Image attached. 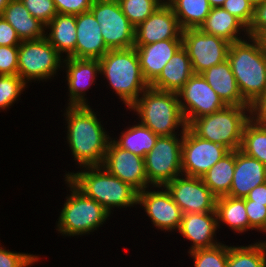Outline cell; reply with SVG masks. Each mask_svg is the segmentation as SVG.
<instances>
[{"mask_svg":"<svg viewBox=\"0 0 266 267\" xmlns=\"http://www.w3.org/2000/svg\"><path fill=\"white\" fill-rule=\"evenodd\" d=\"M66 142L78 168L102 166L111 140L98 114L90 105L66 106ZM67 125V126H66Z\"/></svg>","mask_w":266,"mask_h":267,"instance_id":"cell-1","label":"cell"},{"mask_svg":"<svg viewBox=\"0 0 266 267\" xmlns=\"http://www.w3.org/2000/svg\"><path fill=\"white\" fill-rule=\"evenodd\" d=\"M63 177H67L81 192L102 205L110 214H113V208L138 205V191L103 166L81 167L75 173L66 172Z\"/></svg>","mask_w":266,"mask_h":267,"instance_id":"cell-2","label":"cell"},{"mask_svg":"<svg viewBox=\"0 0 266 267\" xmlns=\"http://www.w3.org/2000/svg\"><path fill=\"white\" fill-rule=\"evenodd\" d=\"M128 109L139 116V123L159 136L183 135L187 128L176 92L149 86Z\"/></svg>","mask_w":266,"mask_h":267,"instance_id":"cell-3","label":"cell"},{"mask_svg":"<svg viewBox=\"0 0 266 267\" xmlns=\"http://www.w3.org/2000/svg\"><path fill=\"white\" fill-rule=\"evenodd\" d=\"M227 60L243 99L251 105L266 91V51L249 36L230 44Z\"/></svg>","mask_w":266,"mask_h":267,"instance_id":"cell-4","label":"cell"},{"mask_svg":"<svg viewBox=\"0 0 266 267\" xmlns=\"http://www.w3.org/2000/svg\"><path fill=\"white\" fill-rule=\"evenodd\" d=\"M100 76L128 108L150 86L142 74L135 47L109 50L101 59Z\"/></svg>","mask_w":266,"mask_h":267,"instance_id":"cell-5","label":"cell"},{"mask_svg":"<svg viewBox=\"0 0 266 267\" xmlns=\"http://www.w3.org/2000/svg\"><path fill=\"white\" fill-rule=\"evenodd\" d=\"M69 193L56 221V231L62 236L74 237L93 233L102 227L110 213L98 202L87 197L67 177L64 178Z\"/></svg>","mask_w":266,"mask_h":267,"instance_id":"cell-6","label":"cell"},{"mask_svg":"<svg viewBox=\"0 0 266 267\" xmlns=\"http://www.w3.org/2000/svg\"><path fill=\"white\" fill-rule=\"evenodd\" d=\"M251 119L250 105L225 108L194 119L188 127L200 138L238 150L242 144L243 129Z\"/></svg>","mask_w":266,"mask_h":267,"instance_id":"cell-7","label":"cell"},{"mask_svg":"<svg viewBox=\"0 0 266 267\" xmlns=\"http://www.w3.org/2000/svg\"><path fill=\"white\" fill-rule=\"evenodd\" d=\"M64 57L46 37L21 41L18 46L17 75L28 85L32 81H52L63 68ZM53 77V78H52Z\"/></svg>","mask_w":266,"mask_h":267,"instance_id":"cell-8","label":"cell"},{"mask_svg":"<svg viewBox=\"0 0 266 267\" xmlns=\"http://www.w3.org/2000/svg\"><path fill=\"white\" fill-rule=\"evenodd\" d=\"M182 141L183 135L159 136L155 146L146 154L145 171L151 187L165 186L182 175Z\"/></svg>","mask_w":266,"mask_h":267,"instance_id":"cell-9","label":"cell"},{"mask_svg":"<svg viewBox=\"0 0 266 267\" xmlns=\"http://www.w3.org/2000/svg\"><path fill=\"white\" fill-rule=\"evenodd\" d=\"M110 50L134 47L135 27L123 14L117 0H94L90 8Z\"/></svg>","mask_w":266,"mask_h":267,"instance_id":"cell-10","label":"cell"},{"mask_svg":"<svg viewBox=\"0 0 266 267\" xmlns=\"http://www.w3.org/2000/svg\"><path fill=\"white\" fill-rule=\"evenodd\" d=\"M230 44L223 38L206 34L200 29L182 31V46L191 60L194 74H201L210 67L225 62Z\"/></svg>","mask_w":266,"mask_h":267,"instance_id":"cell-11","label":"cell"},{"mask_svg":"<svg viewBox=\"0 0 266 267\" xmlns=\"http://www.w3.org/2000/svg\"><path fill=\"white\" fill-rule=\"evenodd\" d=\"M228 152L225 146L198 137L187 126L182 141V175L201 178Z\"/></svg>","mask_w":266,"mask_h":267,"instance_id":"cell-12","label":"cell"},{"mask_svg":"<svg viewBox=\"0 0 266 267\" xmlns=\"http://www.w3.org/2000/svg\"><path fill=\"white\" fill-rule=\"evenodd\" d=\"M177 94L187 126L194 119L227 106L201 74H193Z\"/></svg>","mask_w":266,"mask_h":267,"instance_id":"cell-13","label":"cell"},{"mask_svg":"<svg viewBox=\"0 0 266 267\" xmlns=\"http://www.w3.org/2000/svg\"><path fill=\"white\" fill-rule=\"evenodd\" d=\"M164 187L183 214L216 212L217 197L200 177L180 175Z\"/></svg>","mask_w":266,"mask_h":267,"instance_id":"cell-14","label":"cell"},{"mask_svg":"<svg viewBox=\"0 0 266 267\" xmlns=\"http://www.w3.org/2000/svg\"><path fill=\"white\" fill-rule=\"evenodd\" d=\"M151 188L138 192V206H142L156 229L177 232L183 216L182 210L164 186H155L154 190Z\"/></svg>","mask_w":266,"mask_h":267,"instance_id":"cell-15","label":"cell"},{"mask_svg":"<svg viewBox=\"0 0 266 267\" xmlns=\"http://www.w3.org/2000/svg\"><path fill=\"white\" fill-rule=\"evenodd\" d=\"M102 166L138 192L151 186L145 171V159L118 147L110 140Z\"/></svg>","mask_w":266,"mask_h":267,"instance_id":"cell-16","label":"cell"},{"mask_svg":"<svg viewBox=\"0 0 266 267\" xmlns=\"http://www.w3.org/2000/svg\"><path fill=\"white\" fill-rule=\"evenodd\" d=\"M65 70L67 81V105L80 106L90 105L89 99L85 97L86 91L93 86L100 74L99 59H77L73 57H65L63 60V69ZM98 74V75H97ZM69 92V93H68Z\"/></svg>","mask_w":266,"mask_h":267,"instance_id":"cell-17","label":"cell"},{"mask_svg":"<svg viewBox=\"0 0 266 267\" xmlns=\"http://www.w3.org/2000/svg\"><path fill=\"white\" fill-rule=\"evenodd\" d=\"M182 28L168 3H163L135 28L134 45L153 44L167 39H182Z\"/></svg>","mask_w":266,"mask_h":267,"instance_id":"cell-18","label":"cell"},{"mask_svg":"<svg viewBox=\"0 0 266 267\" xmlns=\"http://www.w3.org/2000/svg\"><path fill=\"white\" fill-rule=\"evenodd\" d=\"M218 230V221L216 212L207 213H184L178 229L186 240L191 241V252L197 249L211 248L219 243L216 233Z\"/></svg>","mask_w":266,"mask_h":267,"instance_id":"cell-19","label":"cell"},{"mask_svg":"<svg viewBox=\"0 0 266 267\" xmlns=\"http://www.w3.org/2000/svg\"><path fill=\"white\" fill-rule=\"evenodd\" d=\"M76 33V48L69 57L101 59L110 50L104 42L100 25L90 10L76 15Z\"/></svg>","mask_w":266,"mask_h":267,"instance_id":"cell-20","label":"cell"},{"mask_svg":"<svg viewBox=\"0 0 266 267\" xmlns=\"http://www.w3.org/2000/svg\"><path fill=\"white\" fill-rule=\"evenodd\" d=\"M266 182V165L242 152L235 150V170L229 194L246 198L256 186Z\"/></svg>","mask_w":266,"mask_h":267,"instance_id":"cell-21","label":"cell"},{"mask_svg":"<svg viewBox=\"0 0 266 267\" xmlns=\"http://www.w3.org/2000/svg\"><path fill=\"white\" fill-rule=\"evenodd\" d=\"M182 46V39H167L147 45H134L146 82L150 85L161 73L174 53Z\"/></svg>","mask_w":266,"mask_h":267,"instance_id":"cell-22","label":"cell"},{"mask_svg":"<svg viewBox=\"0 0 266 267\" xmlns=\"http://www.w3.org/2000/svg\"><path fill=\"white\" fill-rule=\"evenodd\" d=\"M194 74L186 49L181 46L167 62L150 87L162 91L178 92Z\"/></svg>","mask_w":266,"mask_h":267,"instance_id":"cell-23","label":"cell"},{"mask_svg":"<svg viewBox=\"0 0 266 267\" xmlns=\"http://www.w3.org/2000/svg\"><path fill=\"white\" fill-rule=\"evenodd\" d=\"M199 29L206 34L223 38L229 43L249 38L248 28L222 7L211 8Z\"/></svg>","mask_w":266,"mask_h":267,"instance_id":"cell-24","label":"cell"},{"mask_svg":"<svg viewBox=\"0 0 266 267\" xmlns=\"http://www.w3.org/2000/svg\"><path fill=\"white\" fill-rule=\"evenodd\" d=\"M201 75L227 106L249 105L238 89L228 60L210 67Z\"/></svg>","mask_w":266,"mask_h":267,"instance_id":"cell-25","label":"cell"},{"mask_svg":"<svg viewBox=\"0 0 266 267\" xmlns=\"http://www.w3.org/2000/svg\"><path fill=\"white\" fill-rule=\"evenodd\" d=\"M1 16L15 29L21 41L45 37L46 26L29 13L21 0H9Z\"/></svg>","mask_w":266,"mask_h":267,"instance_id":"cell-26","label":"cell"},{"mask_svg":"<svg viewBox=\"0 0 266 267\" xmlns=\"http://www.w3.org/2000/svg\"><path fill=\"white\" fill-rule=\"evenodd\" d=\"M45 32V37L49 43L63 57L66 56L67 58L75 51L77 42L76 15L58 13L46 25Z\"/></svg>","mask_w":266,"mask_h":267,"instance_id":"cell-27","label":"cell"},{"mask_svg":"<svg viewBox=\"0 0 266 267\" xmlns=\"http://www.w3.org/2000/svg\"><path fill=\"white\" fill-rule=\"evenodd\" d=\"M216 213L218 221V229L223 223L227 225L234 234L246 233L249 231V219L245 208L244 198H236L232 196H223L217 198Z\"/></svg>","mask_w":266,"mask_h":267,"instance_id":"cell-28","label":"cell"},{"mask_svg":"<svg viewBox=\"0 0 266 267\" xmlns=\"http://www.w3.org/2000/svg\"><path fill=\"white\" fill-rule=\"evenodd\" d=\"M117 138L111 140L120 148L130 151L145 158L146 154L155 146L159 135L151 129L137 122L135 125L127 126L125 131L120 132Z\"/></svg>","mask_w":266,"mask_h":267,"instance_id":"cell-29","label":"cell"},{"mask_svg":"<svg viewBox=\"0 0 266 267\" xmlns=\"http://www.w3.org/2000/svg\"><path fill=\"white\" fill-rule=\"evenodd\" d=\"M235 170V150L229 151L216 162L201 178L217 197L227 196Z\"/></svg>","mask_w":266,"mask_h":267,"instance_id":"cell-30","label":"cell"},{"mask_svg":"<svg viewBox=\"0 0 266 267\" xmlns=\"http://www.w3.org/2000/svg\"><path fill=\"white\" fill-rule=\"evenodd\" d=\"M182 30L199 29L211 11L208 0H170Z\"/></svg>","mask_w":266,"mask_h":267,"instance_id":"cell-31","label":"cell"},{"mask_svg":"<svg viewBox=\"0 0 266 267\" xmlns=\"http://www.w3.org/2000/svg\"><path fill=\"white\" fill-rule=\"evenodd\" d=\"M240 150L266 165V125L250 119L243 129Z\"/></svg>","mask_w":266,"mask_h":267,"instance_id":"cell-32","label":"cell"},{"mask_svg":"<svg viewBox=\"0 0 266 267\" xmlns=\"http://www.w3.org/2000/svg\"><path fill=\"white\" fill-rule=\"evenodd\" d=\"M227 267H266V250L257 242L228 246Z\"/></svg>","mask_w":266,"mask_h":267,"instance_id":"cell-33","label":"cell"},{"mask_svg":"<svg viewBox=\"0 0 266 267\" xmlns=\"http://www.w3.org/2000/svg\"><path fill=\"white\" fill-rule=\"evenodd\" d=\"M123 14L136 28L163 3L160 0H117Z\"/></svg>","mask_w":266,"mask_h":267,"instance_id":"cell-34","label":"cell"},{"mask_svg":"<svg viewBox=\"0 0 266 267\" xmlns=\"http://www.w3.org/2000/svg\"><path fill=\"white\" fill-rule=\"evenodd\" d=\"M194 259V267H227L228 245L219 243L211 248L188 252Z\"/></svg>","mask_w":266,"mask_h":267,"instance_id":"cell-35","label":"cell"},{"mask_svg":"<svg viewBox=\"0 0 266 267\" xmlns=\"http://www.w3.org/2000/svg\"><path fill=\"white\" fill-rule=\"evenodd\" d=\"M27 87L18 75H0V111L9 110Z\"/></svg>","mask_w":266,"mask_h":267,"instance_id":"cell-36","label":"cell"},{"mask_svg":"<svg viewBox=\"0 0 266 267\" xmlns=\"http://www.w3.org/2000/svg\"><path fill=\"white\" fill-rule=\"evenodd\" d=\"M29 13L45 26L58 14L53 0H21Z\"/></svg>","mask_w":266,"mask_h":267,"instance_id":"cell-37","label":"cell"},{"mask_svg":"<svg viewBox=\"0 0 266 267\" xmlns=\"http://www.w3.org/2000/svg\"><path fill=\"white\" fill-rule=\"evenodd\" d=\"M1 246L0 244V267H31L40 260L39 255L14 252Z\"/></svg>","mask_w":266,"mask_h":267,"instance_id":"cell-38","label":"cell"},{"mask_svg":"<svg viewBox=\"0 0 266 267\" xmlns=\"http://www.w3.org/2000/svg\"><path fill=\"white\" fill-rule=\"evenodd\" d=\"M221 7L249 28L254 16V6L249 1L226 0Z\"/></svg>","mask_w":266,"mask_h":267,"instance_id":"cell-39","label":"cell"},{"mask_svg":"<svg viewBox=\"0 0 266 267\" xmlns=\"http://www.w3.org/2000/svg\"><path fill=\"white\" fill-rule=\"evenodd\" d=\"M245 200V208L249 219V231L256 230L262 233L266 229V205Z\"/></svg>","mask_w":266,"mask_h":267,"instance_id":"cell-40","label":"cell"},{"mask_svg":"<svg viewBox=\"0 0 266 267\" xmlns=\"http://www.w3.org/2000/svg\"><path fill=\"white\" fill-rule=\"evenodd\" d=\"M18 46H0V75H17Z\"/></svg>","mask_w":266,"mask_h":267,"instance_id":"cell-41","label":"cell"},{"mask_svg":"<svg viewBox=\"0 0 266 267\" xmlns=\"http://www.w3.org/2000/svg\"><path fill=\"white\" fill-rule=\"evenodd\" d=\"M57 13L81 14L89 11L94 0H53Z\"/></svg>","mask_w":266,"mask_h":267,"instance_id":"cell-42","label":"cell"},{"mask_svg":"<svg viewBox=\"0 0 266 267\" xmlns=\"http://www.w3.org/2000/svg\"><path fill=\"white\" fill-rule=\"evenodd\" d=\"M264 29H266V1L254 7V16L248 28V34L256 38Z\"/></svg>","mask_w":266,"mask_h":267,"instance_id":"cell-43","label":"cell"},{"mask_svg":"<svg viewBox=\"0 0 266 267\" xmlns=\"http://www.w3.org/2000/svg\"><path fill=\"white\" fill-rule=\"evenodd\" d=\"M21 40L15 29L0 15V46H19Z\"/></svg>","mask_w":266,"mask_h":267,"instance_id":"cell-44","label":"cell"},{"mask_svg":"<svg viewBox=\"0 0 266 267\" xmlns=\"http://www.w3.org/2000/svg\"><path fill=\"white\" fill-rule=\"evenodd\" d=\"M251 119L262 125H266V91L250 105Z\"/></svg>","mask_w":266,"mask_h":267,"instance_id":"cell-45","label":"cell"},{"mask_svg":"<svg viewBox=\"0 0 266 267\" xmlns=\"http://www.w3.org/2000/svg\"><path fill=\"white\" fill-rule=\"evenodd\" d=\"M246 198L254 203L266 205V182L252 189Z\"/></svg>","mask_w":266,"mask_h":267,"instance_id":"cell-46","label":"cell"},{"mask_svg":"<svg viewBox=\"0 0 266 267\" xmlns=\"http://www.w3.org/2000/svg\"><path fill=\"white\" fill-rule=\"evenodd\" d=\"M256 39L260 42L261 47L266 51V29H264Z\"/></svg>","mask_w":266,"mask_h":267,"instance_id":"cell-47","label":"cell"},{"mask_svg":"<svg viewBox=\"0 0 266 267\" xmlns=\"http://www.w3.org/2000/svg\"><path fill=\"white\" fill-rule=\"evenodd\" d=\"M226 0H208L210 6L214 7H221Z\"/></svg>","mask_w":266,"mask_h":267,"instance_id":"cell-48","label":"cell"},{"mask_svg":"<svg viewBox=\"0 0 266 267\" xmlns=\"http://www.w3.org/2000/svg\"><path fill=\"white\" fill-rule=\"evenodd\" d=\"M9 0H0V15L7 6Z\"/></svg>","mask_w":266,"mask_h":267,"instance_id":"cell-49","label":"cell"},{"mask_svg":"<svg viewBox=\"0 0 266 267\" xmlns=\"http://www.w3.org/2000/svg\"><path fill=\"white\" fill-rule=\"evenodd\" d=\"M249 1L254 7L265 2L266 0H247Z\"/></svg>","mask_w":266,"mask_h":267,"instance_id":"cell-50","label":"cell"},{"mask_svg":"<svg viewBox=\"0 0 266 267\" xmlns=\"http://www.w3.org/2000/svg\"><path fill=\"white\" fill-rule=\"evenodd\" d=\"M262 233L266 234V229ZM257 242L266 250V240H258Z\"/></svg>","mask_w":266,"mask_h":267,"instance_id":"cell-51","label":"cell"},{"mask_svg":"<svg viewBox=\"0 0 266 267\" xmlns=\"http://www.w3.org/2000/svg\"><path fill=\"white\" fill-rule=\"evenodd\" d=\"M162 3H169L170 0H160Z\"/></svg>","mask_w":266,"mask_h":267,"instance_id":"cell-52","label":"cell"}]
</instances>
